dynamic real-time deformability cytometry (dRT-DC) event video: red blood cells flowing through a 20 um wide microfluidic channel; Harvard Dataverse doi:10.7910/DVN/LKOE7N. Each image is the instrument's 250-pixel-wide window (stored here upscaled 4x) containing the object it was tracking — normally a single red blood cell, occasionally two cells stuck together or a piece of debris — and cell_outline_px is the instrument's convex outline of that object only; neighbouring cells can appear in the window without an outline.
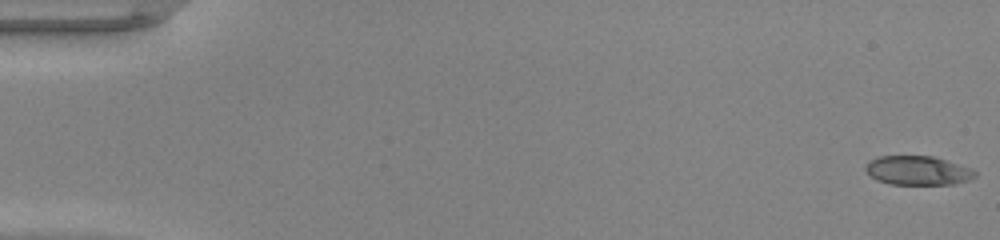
{"species": "common noctule bat (a hibernating species)", "species_latin": "Nyctalus noctula", "temperature_condition": "warm", "stored_images_in_passage": 48, "camera_frame_rate_fps": 3000, "um_per_image_px": 0.085, "animal": {"sex": "male", "body_mass_g": 20.0, "forearm_length_mm": 53.3}, "frame": {"image": 1, "passage_image": 1, "time_ms": 0.0, "image_size_px": [1000, 240], "cell_outline_px": [[976, 176], [968, 180], [952, 184], [888, 184], [876, 180], [864, 168], [868, 160], [880, 156], [932, 156], [972, 168], [976, 172]], "centroid_in_image_um": [77.99, 14.49], "position_along_channel_um": 7.0, "area_um2": 18.5}}
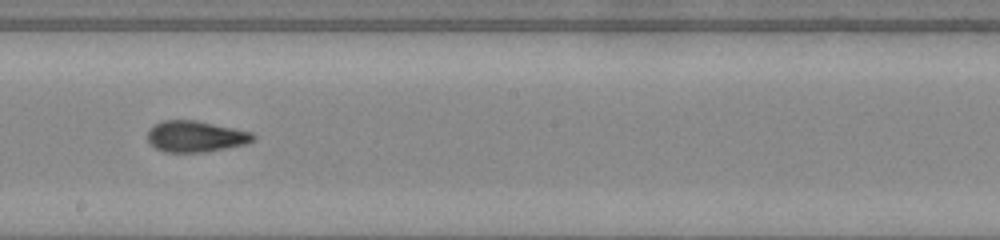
{"frame": {"image": 2, "passage_image": 28, "time_ms": 9.0, "image_size_px": [1000, 240], "cell_outline_px": [[256, 140], [248, 144], [204, 152], [164, 152], [156, 148], [148, 140], [148, 128], [160, 120], [196, 120], [252, 132], [256, 136]], "centroid_in_image_um": [16.64, 11.59], "position_along_channel_um": 231.6, "area_um2": 19.36}}
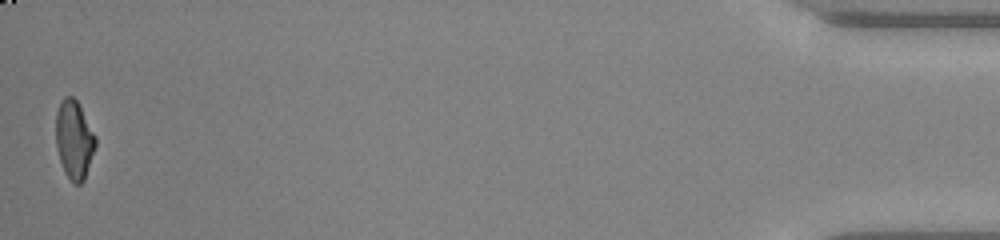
{"frame": {"image": 3, "passage_image": 48, "time_ms": 15.667, "image_size_px": [1000, 240], "cell_outline_px": [[96, 144], [84, 180], [80, 184], [72, 184], [64, 172], [56, 148], [56, 112], [64, 96], [72, 96], [80, 104], [96, 136]], "centroid_in_image_um": [6.3, 11.87], "position_along_channel_um": 428.9, "area_um2": 18.26}, "authors_computed_cell_mechanics": {"area_um2": 18.9006, "velocity_mm_per_s": 4.3229, "shape_relaxation_time_tau1_ms": 5.1267, "shape_relaxation_time_tau2_ms": 1.2145, "deformation_change_tau1": 0.2306, "deformation_change_tau2": 0.0867}}